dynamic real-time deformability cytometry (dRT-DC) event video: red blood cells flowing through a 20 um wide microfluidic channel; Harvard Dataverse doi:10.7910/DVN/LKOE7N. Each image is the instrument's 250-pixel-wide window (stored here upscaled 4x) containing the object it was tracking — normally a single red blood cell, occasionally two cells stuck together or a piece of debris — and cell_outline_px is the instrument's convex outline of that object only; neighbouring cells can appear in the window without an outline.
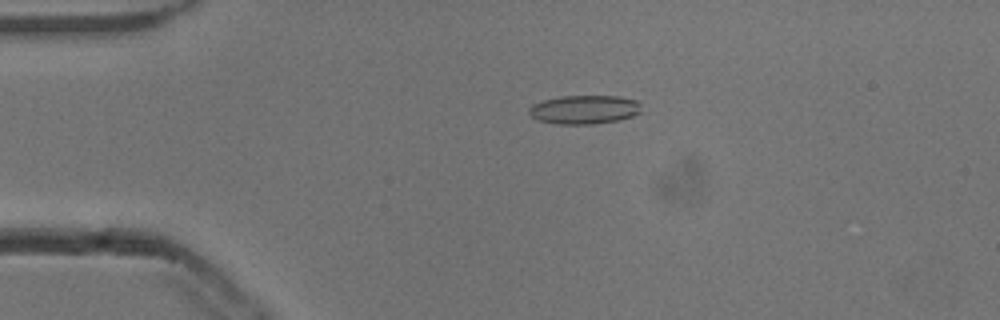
{"species": "common noctule bat (a hibernating species)", "species_latin": "Nyctalus noctula", "temperature_condition": "cold", "stored_images_in_passage": 15, "camera_frame_rate_fps": 3000, "um_per_image_px": 0.085, "animal": {"sex": "male", "body_mass_g": 13.3}, "frame": {"image": 1, "passage_image": 12, "time_ms": 3.667, "image_size_px": [1000, 320], "cell_outline_px": [[640, 112], [632, 116], [616, 120], [596, 124], [556, 124], [536, 120], [528, 112], [528, 108], [532, 104], [544, 100], [560, 96], [620, 96], [636, 100], [640, 104]], "centroid_in_image_um": [49.63, 9.31], "position_along_channel_um": 35.4, "area_um2": 18.9}}